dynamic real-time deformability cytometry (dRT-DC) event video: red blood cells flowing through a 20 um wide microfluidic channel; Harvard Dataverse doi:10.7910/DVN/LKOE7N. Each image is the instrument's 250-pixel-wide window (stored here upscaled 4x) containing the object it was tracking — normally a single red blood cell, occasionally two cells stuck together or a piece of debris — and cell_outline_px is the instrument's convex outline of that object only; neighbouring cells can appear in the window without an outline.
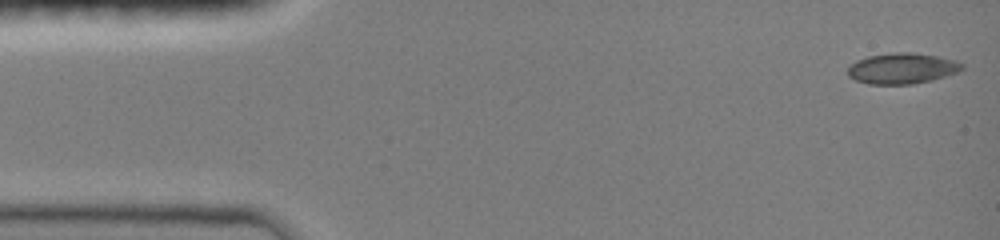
{"species": "common noctule bat (a hibernating species)", "species_latin": "Nyctalus noctula", "temperature_condition": "room temperature", "stored_images_in_passage": 46, "camera_frame_rate_fps": 3000, "um_per_image_px": 0.085, "animal": {"sex": "female", "body_mass_g": 19.0, "forearm_length_mm": 51.5}, "frame": {"image": 1, "passage_image": 1, "time_ms": 0.0, "image_size_px": [1000, 240], "cell_outline_px": [[964, 68], [956, 72], [932, 80], [912, 84], [868, 84], [856, 80], [848, 76], [848, 68], [856, 60], [868, 56], [892, 52], [912, 52], [936, 56], [956, 60], [964, 64]], "centroid_in_image_um": [76.67, 5.81], "position_along_channel_um": 8.3, "area_um2": 20.46}}
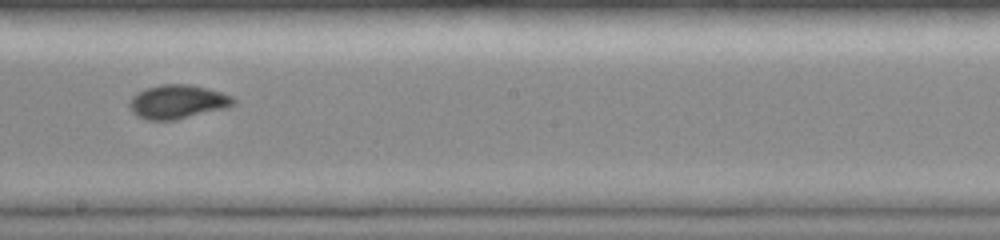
{"frame": {"image": 2, "passage_image": 26, "time_ms": 8.333, "image_size_px": [1000, 240], "cell_outline_px": [[236, 104], [228, 108], [176, 120], [144, 120], [136, 116], [128, 108], [128, 104], [132, 96], [136, 92], [144, 88], [160, 84], [188, 84], [220, 92], [232, 96], [236, 100]], "centroid_in_image_um": [15.06, 8.66], "position_along_channel_um": 233.1, "area_um2": 20.92}}
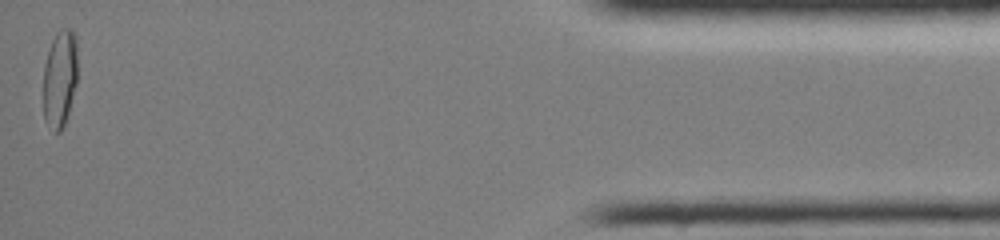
{"frame": {"image": 3, "passage_image": 46, "time_ms": 15.0, "image_size_px": [1000, 240], "cell_outline_px": [[76, 84], [68, 112], [64, 124], [60, 132], [56, 132], [44, 120], [44, 64], [48, 48], [56, 32], [60, 28], [72, 28], [76, 36]], "centroid_in_image_um": [5.08, 6.6], "position_along_channel_um": 430.1, "area_um2": 19.36}, "authors_computed_cell_mechanics": {"area_um2": 19.6231, "velocity_mm_per_s": 4.0723, "shape_relaxation_time_tau1_ms": 9.1492, "shape_relaxation_time_tau2_ms": 1.0547, "deformation_change_tau1": 0.2336, "deformation_change_tau2": 0.0378}}